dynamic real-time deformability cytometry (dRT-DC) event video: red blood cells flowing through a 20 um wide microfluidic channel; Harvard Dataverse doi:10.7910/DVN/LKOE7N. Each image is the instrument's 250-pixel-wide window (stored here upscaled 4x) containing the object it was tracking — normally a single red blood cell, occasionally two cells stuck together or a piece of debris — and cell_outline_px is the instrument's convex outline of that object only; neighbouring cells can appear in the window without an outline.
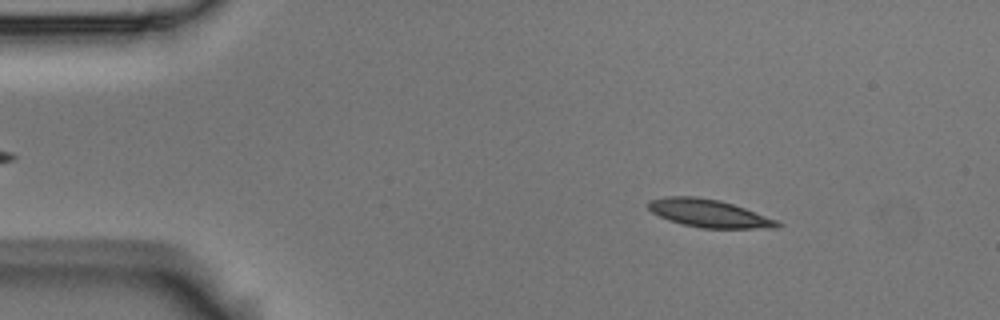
{"species": "Egyptian fruit bat (a non-hibernating species)", "species_latin": "Rousettus aegyptiacus", "temperature_condition": "room temperature", "stored_images_in_passage": 53, "camera_frame_rate_fps": 3000, "um_per_image_px": 0.085, "animal": {"sex": "male"}, "frame": {"image": 1, "passage_image": 7, "time_ms": 2.0, "image_size_px": [1000, 320], "cell_outline_px": [[784, 224], [776, 228], [700, 228], [668, 220], [652, 212], [648, 208], [648, 200], [664, 196], [696, 196], [720, 200], [744, 208], [776, 220]], "centroid_in_image_um": [60.23, 18.12], "position_along_channel_um": 24.8, "area_um2": 20.87}}
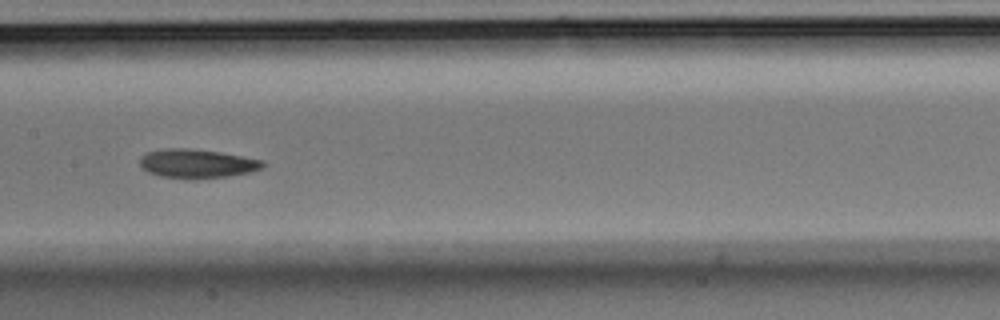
{"frame": {"image": 2, "passage_image": 26, "time_ms": 8.333, "image_size_px": [1000, 320], "cell_outline_px": [[264, 168], [252, 172], [228, 176], [192, 180], [188, 180], [160, 176], [148, 172], [140, 164], [140, 156], [148, 152], [168, 148], [184, 148], [220, 152], [264, 160]], "centroid_in_image_um": [16.77, 13.92], "position_along_channel_um": 190.6, "area_um2": 20.92}}
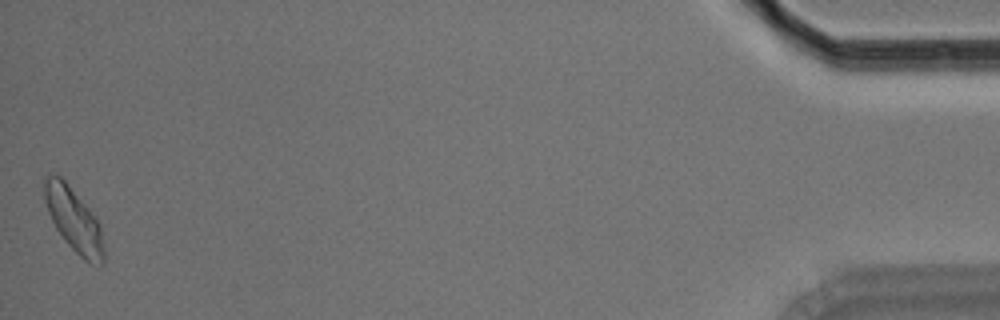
{"frame": {"image": 3, "passage_image": 53, "time_ms": 17.333, "image_size_px": [1000, 320], "cell_outline_px": [[104, 264], [88, 264], [64, 240], [56, 228], [48, 212], [44, 200], [44, 180], [48, 176], [60, 176], [64, 180], [96, 216], [100, 224], [104, 252]], "centroid_in_image_um": [6.29, 18.72], "position_along_channel_um": 428.9, "area_um2": 21.85}, "authors_computed_cell_mechanics": {"area_um2": 20.4612, "velocity_mm_per_s": 3.6897, "shape_relaxation_time_tau1_ms": 4.1566, "shape_relaxation_time_tau2_ms": 5.1429, "deformation_change_tau1": 0.1274, "deformation_change_tau2": 0.1036}}